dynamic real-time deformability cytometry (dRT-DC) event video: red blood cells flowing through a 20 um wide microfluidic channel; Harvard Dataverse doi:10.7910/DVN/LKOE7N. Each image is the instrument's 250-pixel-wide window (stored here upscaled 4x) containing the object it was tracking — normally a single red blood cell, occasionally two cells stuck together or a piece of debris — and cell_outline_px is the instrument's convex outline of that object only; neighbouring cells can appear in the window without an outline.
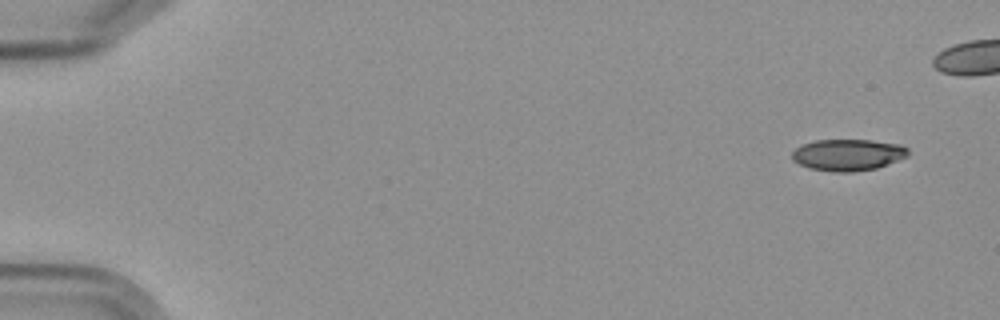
{"species": "Egyptian fruit bat (a non-hibernating species)", "species_latin": "Rousettus aegyptiacus", "temperature_condition": "cold", "stored_images_in_passage": 6, "camera_frame_rate_fps": 3000, "um_per_image_px": 0.085, "frame": {"image": 1, "passage_image": 1, "time_ms": 0.0, "image_size_px": [1000, 320], "cell_outline_px": [[908, 156], [876, 168], [852, 172], [832, 172], [808, 168], [792, 160], [792, 152], [796, 148], [804, 144], [816, 140], [872, 140], [900, 144], [908, 148]], "centroid_in_image_um": [72.07, 13.16], "position_along_channel_um": 12.9, "area_um2": 21.33}}